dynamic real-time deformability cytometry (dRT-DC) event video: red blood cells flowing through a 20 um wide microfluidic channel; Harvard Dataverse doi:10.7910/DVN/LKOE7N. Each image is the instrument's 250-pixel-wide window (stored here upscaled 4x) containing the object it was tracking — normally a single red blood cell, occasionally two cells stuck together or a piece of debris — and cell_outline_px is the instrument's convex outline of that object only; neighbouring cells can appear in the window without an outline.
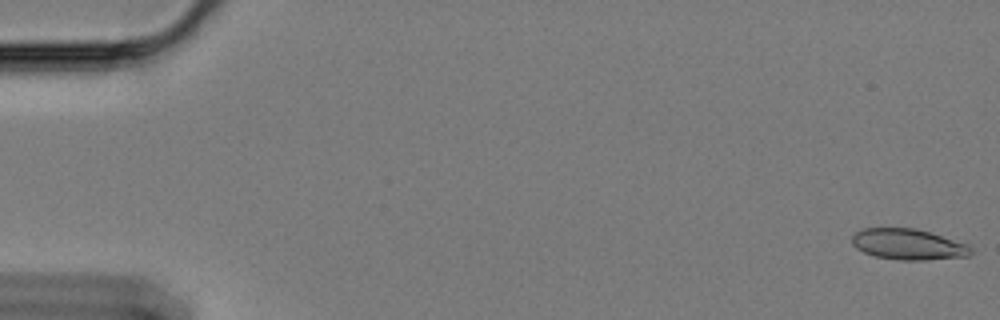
{"species": "Egyptian fruit bat (a non-hibernating species)", "species_latin": "Rousettus aegyptiacus", "temperature_condition": "cold", "stored_images_in_passage": 59, "camera_frame_rate_fps": 3000, "um_per_image_px": 0.085, "animal": {"sex": "female"}, "frame": {"image": 1, "passage_image": 1, "time_ms": 0.0, "image_size_px": [1000, 320], "cell_outline_px": [[972, 252], [968, 256], [924, 260], [900, 260], [876, 256], [864, 252], [856, 248], [852, 244], [852, 236], [860, 228], [916, 228], [968, 244], [972, 248]], "centroid_in_image_um": [77.19, 20.76], "position_along_channel_um": 7.8, "area_um2": 21.33}}
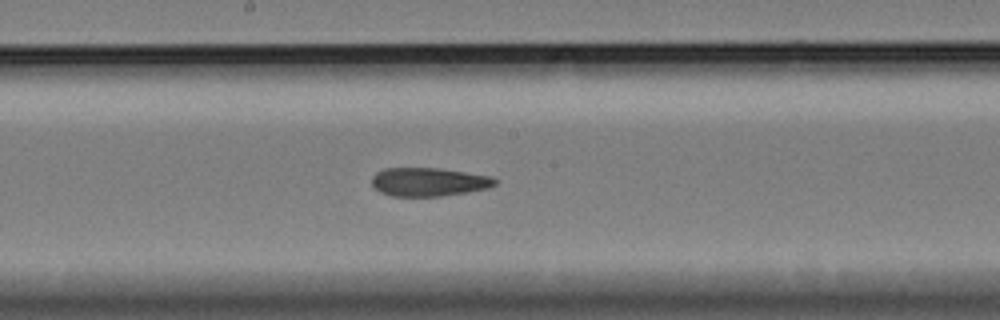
{"frame": {"image": 2, "passage_image": 32, "time_ms": 10.333, "image_size_px": [1000, 320], "cell_outline_px": [[496, 184], [488, 188], [468, 192], [440, 196], [392, 196], [380, 192], [372, 184], [372, 176], [376, 172], [384, 168], [440, 168], [492, 176], [496, 180]], "centroid_in_image_um": [36.44, 15.46], "position_along_channel_um": 211.8, "area_um2": 20.52}}
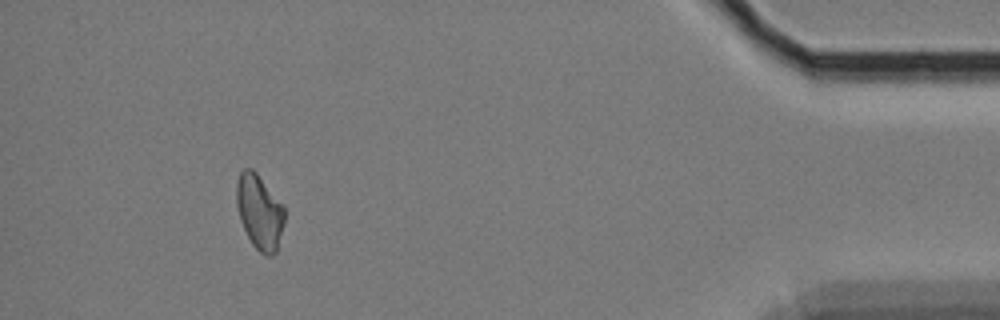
{"frame": {"image": 3, "passage_image": 55, "time_ms": 18.0, "image_size_px": [1000, 320], "cell_outline_px": [[284, 224], [276, 252], [272, 256], [264, 256], [252, 244], [240, 220], [236, 204], [236, 180], [240, 172], [244, 168], [252, 168], [256, 172], [284, 204]], "centroid_in_image_um": [22.06, 17.99], "position_along_channel_um": 413.1, "area_um2": 21.15}, "authors_computed_cell_mechanics": {"area_um2": 21.097, "velocity_mm_per_s": 3.3709, "shape_relaxation_time_tau1_ms": null, "shape_relaxation_time_tau2_ms": 6.8355, "deformation_change_tau1": null, "deformation_change_tau2": 0.1441}}